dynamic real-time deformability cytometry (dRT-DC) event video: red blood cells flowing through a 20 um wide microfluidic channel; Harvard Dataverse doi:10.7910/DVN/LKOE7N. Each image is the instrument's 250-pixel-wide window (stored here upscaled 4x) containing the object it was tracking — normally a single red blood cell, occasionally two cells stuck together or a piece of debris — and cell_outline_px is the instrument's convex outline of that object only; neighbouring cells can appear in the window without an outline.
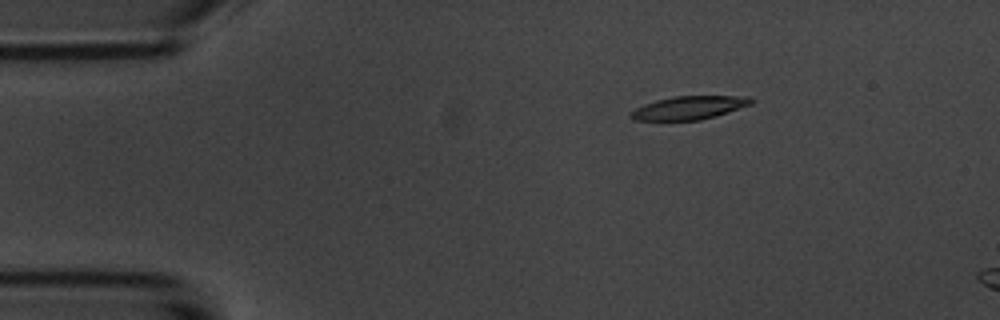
{"species": "common noctule bat (a hibernating species)", "species_latin": "Nyctalus noctula", "temperature_condition": "room temperature", "stored_images_in_passage": 5, "camera_frame_rate_fps": 3000, "um_per_image_px": 0.085, "animal": {"sex": "male", "body_mass_g": 20.1, "forearm_length_mm": 53.5}, "frame": {"image": 1, "passage_image": 3, "time_ms": 2.333, "image_size_px": [1000, 320], "cell_outline_px": [[756, 100], [752, 104], [716, 116], [700, 120], [636, 120], [632, 116], [632, 112], [636, 108], [644, 104], [656, 100], [676, 96], [748, 96]], "centroid_in_image_um": [58.65, 9.15], "position_along_channel_um": 26.3, "area_um2": 16.18}}